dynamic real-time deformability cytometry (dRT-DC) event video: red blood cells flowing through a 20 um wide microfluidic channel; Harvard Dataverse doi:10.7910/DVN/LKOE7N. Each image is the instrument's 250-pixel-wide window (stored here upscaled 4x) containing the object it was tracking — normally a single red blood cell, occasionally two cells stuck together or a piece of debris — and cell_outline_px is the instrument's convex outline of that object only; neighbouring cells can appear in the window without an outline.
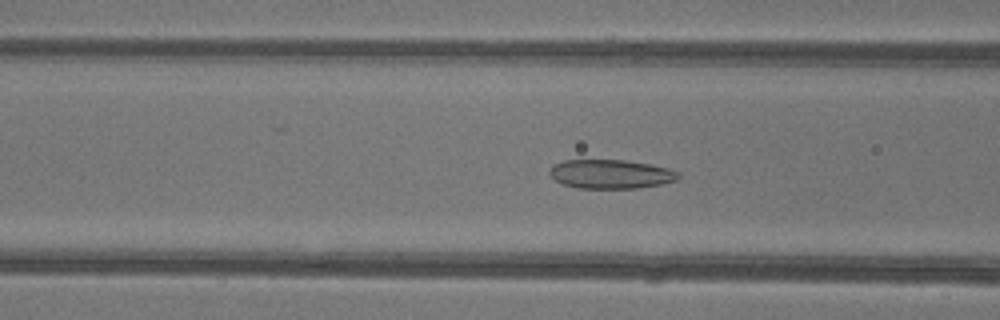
{"species": "common noctule bat (a hibernating species)", "species_latin": "Nyctalus noctula", "temperature_condition": "warm", "stored_images_in_passage": 50, "camera_frame_rate_fps": 3000, "um_per_image_px": 0.085, "animal": {"sex": "female"}, "frame": {"image": 1, "passage_image": 21, "time_ms": 6.667, "image_size_px": [1000, 320], "cell_outline_px": [[680, 176], [676, 180], [660, 184], [640, 188], [576, 188], [564, 184], [556, 180], [548, 172], [556, 164], [564, 160], [624, 160], [648, 164], [668, 168], [680, 172]], "centroid_in_image_um": [51.94, 14.8], "position_along_channel_um": 114.7, "area_um2": 21.56}}
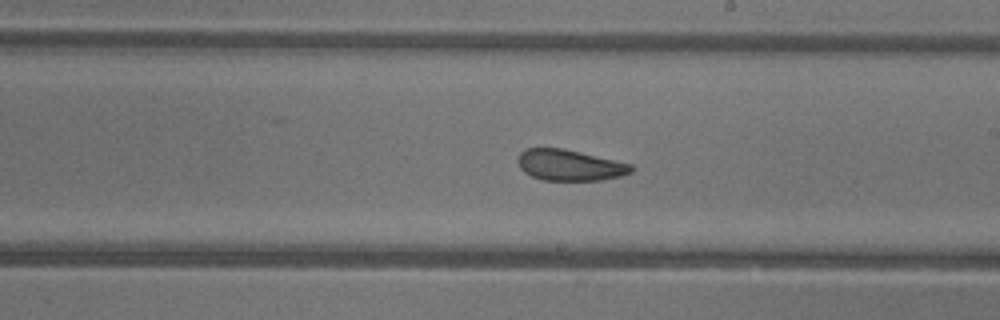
{"frame": {"image": 2, "passage_image": 30, "time_ms": 9.667, "image_size_px": [1000, 320], "cell_outline_px": [[632, 172], [620, 176], [600, 180], [544, 180], [532, 176], [524, 172], [520, 168], [516, 160], [520, 152], [524, 148], [560, 148], [580, 152], [632, 164]], "centroid_in_image_um": [48.38, 14.03], "position_along_channel_um": 240.6, "area_um2": 20.4}}
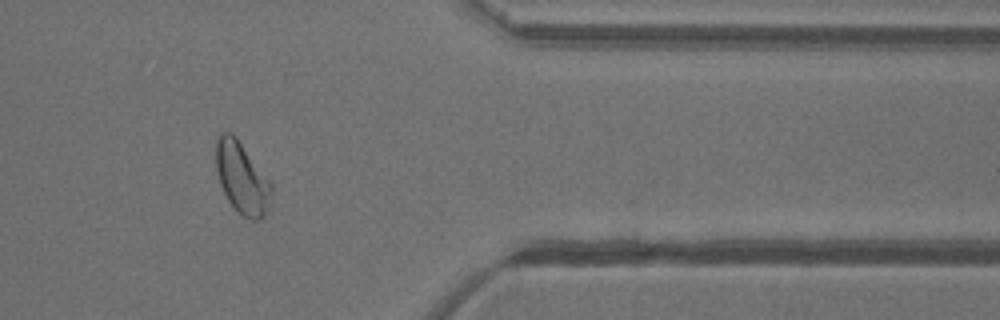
{"frame": {"image": 3, "passage_image": 42, "time_ms": 13.667, "image_size_px": [1000, 320], "cell_outline_px": [[272, 192], [268, 208], [264, 216], [260, 220], [252, 220], [240, 216], [236, 212], [228, 200], [220, 184], [216, 168], [216, 140], [220, 132], [232, 132], [236, 136], [272, 184]], "centroid_in_image_um": [20.55, 15.14], "position_along_channel_um": 390.8, "area_um2": 23.24}, "authors_computed_cell_mechanics": {"area_um2": 23.5535, "velocity_mm_per_s": 4.1994, "shape_relaxation_time_tau1_ms": 6.4439, "shape_relaxation_time_tau2_ms": 2.2184, "deformation_change_tau1": 0.1433, "deformation_change_tau2": 0.0871}}